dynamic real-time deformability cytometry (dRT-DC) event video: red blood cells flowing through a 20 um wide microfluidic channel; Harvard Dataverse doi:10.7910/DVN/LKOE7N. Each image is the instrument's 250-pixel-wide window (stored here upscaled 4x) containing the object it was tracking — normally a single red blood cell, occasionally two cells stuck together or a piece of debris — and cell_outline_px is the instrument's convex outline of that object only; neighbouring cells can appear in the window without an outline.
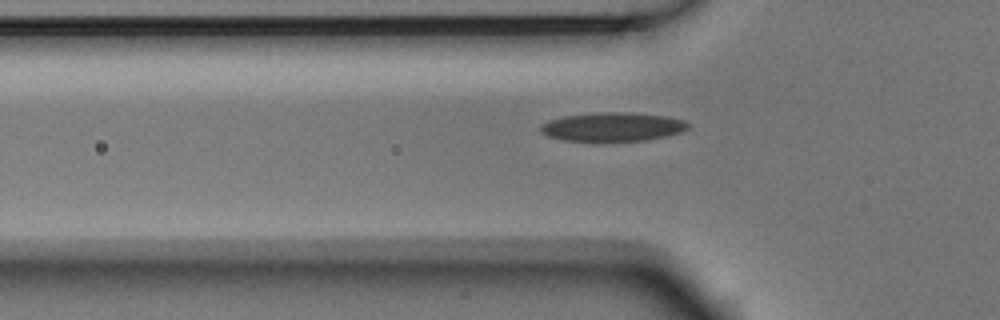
{"species": "Egyptian fruit bat (a non-hibernating species)", "species_latin": "Rousettus aegyptiacus", "temperature_condition": "room temperature", "stored_images_in_passage": 34, "camera_frame_rate_fps": 3000, "um_per_image_px": 0.085, "animal": {"sex": "male"}, "frame": {"image": 1, "passage_image": 2, "time_ms": 0.333, "image_size_px": [1000, 320], "cell_outline_px": [[692, 124], [688, 128], [680, 132], [664, 136], [644, 140], [564, 140], [548, 136], [540, 132], [540, 124], [548, 120], [564, 116], [600, 112], [624, 112], [664, 116], [684, 120]], "centroid_in_image_um": [52.05, 10.76], "position_along_channel_um": 73.8, "area_um2": 24.39}}
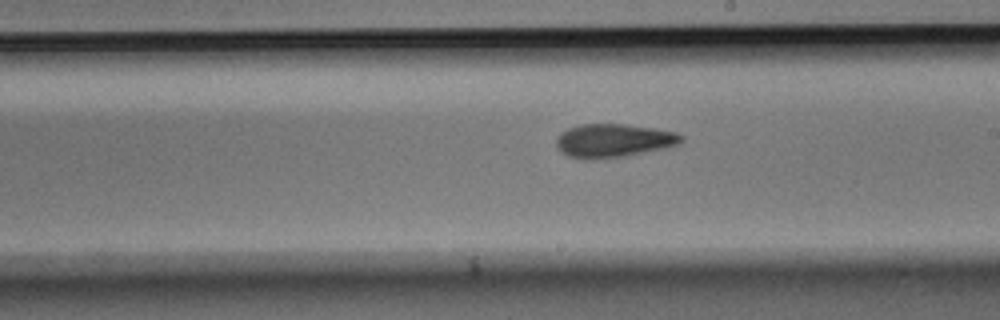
{"frame": {"image": 2, "passage_image": 15, "time_ms": 4.667, "image_size_px": [1000, 320], "cell_outline_px": [[684, 140], [680, 144], [668, 148], [624, 156], [596, 160], [588, 160], [568, 156], [560, 152], [556, 148], [556, 136], [560, 132], [568, 128], [580, 124], [624, 124], [656, 128], [676, 132], [684, 136]], "centroid_in_image_um": [52.15, 11.96], "position_along_channel_um": 236.9, "area_um2": 24.97}}
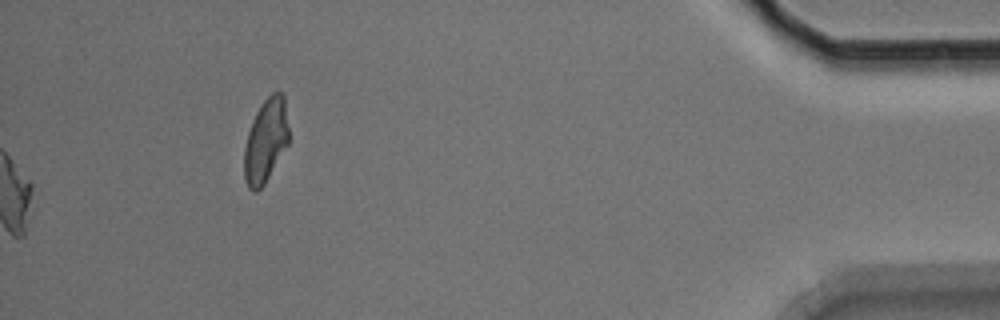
{"frame": {"image": 3, "passage_image": 34, "time_ms": 11.0, "image_size_px": [1000, 320], "cell_outline_px": [[288, 144], [264, 184], [256, 192], [252, 192], [248, 188], [244, 180], [244, 148], [248, 132], [252, 120], [260, 104], [276, 88], [284, 96], [288, 128]], "centroid_in_image_um": [22.57, 11.95], "position_along_channel_um": 412.6, "area_um2": 21.85}, "authors_computed_cell_mechanics": {"area_um2": 23.0622, "velocity_mm_per_s": 3.7395, "shape_relaxation_time_tau1_ms": 5.8225, "shape_relaxation_time_tau2_ms": 6.2803, "deformation_change_tau1": 0.163, "deformation_change_tau2": 0.1437}}